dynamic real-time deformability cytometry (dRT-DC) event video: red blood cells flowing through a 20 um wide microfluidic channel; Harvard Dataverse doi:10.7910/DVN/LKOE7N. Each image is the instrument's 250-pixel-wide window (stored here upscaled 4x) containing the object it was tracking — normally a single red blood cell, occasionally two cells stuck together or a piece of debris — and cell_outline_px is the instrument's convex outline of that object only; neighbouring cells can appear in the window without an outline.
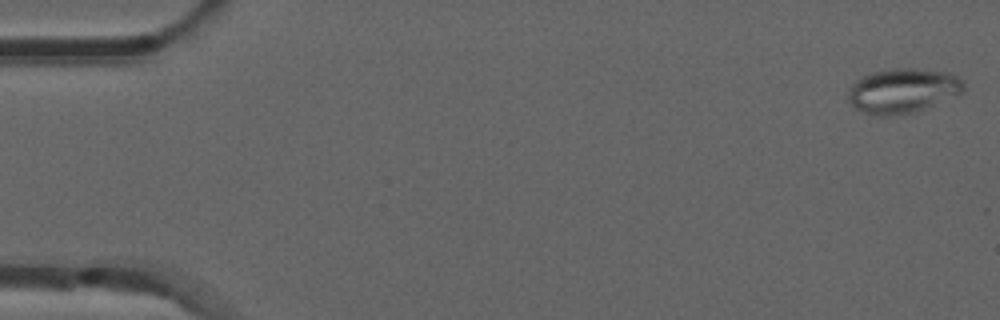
{"species": "common noctule bat (a hibernating species)", "species_latin": "Nyctalus noctula", "temperature_condition": "room temperature", "stored_images_in_passage": 14, "camera_frame_rate_fps": 3000, "um_per_image_px": 0.085, "animal": {"sex": "male", "forearm_length_mm": 52.5}, "frame": {"image": 1, "passage_image": 1, "time_ms": 0.0, "image_size_px": [1000, 320], "cell_outline_px": [[964, 92], [916, 112], [884, 116], [876, 116], [864, 112], [856, 108], [848, 100], [848, 92], [852, 84], [856, 80], [872, 72], [896, 68], [912, 68], [948, 72], [964, 80]], "centroid_in_image_um": [76.75, 7.71], "position_along_channel_um": 8.3, "area_um2": 30.0}}